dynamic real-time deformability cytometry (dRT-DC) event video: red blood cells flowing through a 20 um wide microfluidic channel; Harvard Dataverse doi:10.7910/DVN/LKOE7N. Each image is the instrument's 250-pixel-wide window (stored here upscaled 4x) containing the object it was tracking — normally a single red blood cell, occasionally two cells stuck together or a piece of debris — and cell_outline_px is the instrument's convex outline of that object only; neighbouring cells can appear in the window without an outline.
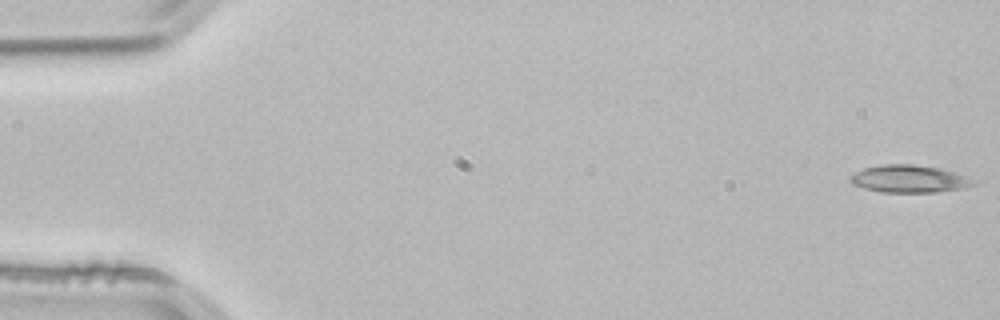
{"species": "common noctule bat (a hibernating species)", "species_latin": "Nyctalus noctula", "temperature_condition": "room temperature", "stored_images_in_passage": 15, "camera_frame_rate_fps": 3000, "um_per_image_px": 0.085, "animal": {"sex": "male", "body_mass_g": 21.5, "forearm_length_mm": 52.0}, "frame": {"image": 1, "passage_image": 1, "time_ms": 0.0, "image_size_px": [1000, 320], "cell_outline_px": [[976, 184], [964, 188], [936, 192], [880, 192], [864, 188], [852, 184], [848, 180], [856, 172], [864, 168], [880, 164], [912, 164], [940, 168], [976, 180]], "centroid_in_image_um": [77.27, 15.2], "position_along_channel_um": 7.7, "area_um2": 19.65}}
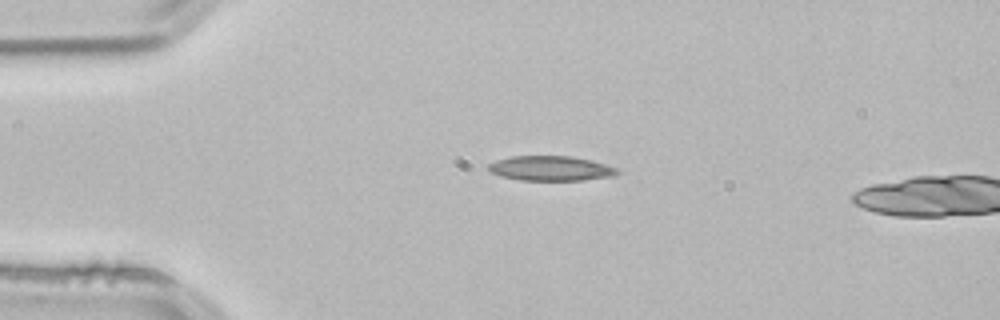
{"frame": {"image": 2, "passage_image": 12, "time_ms": 3.667, "image_size_px": [1000, 320], "cell_outline_px": [[624, 172], [616, 176], [584, 180], [520, 180], [500, 176], [492, 172], [488, 168], [488, 164], [496, 160], [512, 156], [572, 156], [592, 160], [616, 168]], "centroid_in_image_um": [46.87, 14.31], "position_along_channel_um": 38.1, "area_um2": 18.79}}